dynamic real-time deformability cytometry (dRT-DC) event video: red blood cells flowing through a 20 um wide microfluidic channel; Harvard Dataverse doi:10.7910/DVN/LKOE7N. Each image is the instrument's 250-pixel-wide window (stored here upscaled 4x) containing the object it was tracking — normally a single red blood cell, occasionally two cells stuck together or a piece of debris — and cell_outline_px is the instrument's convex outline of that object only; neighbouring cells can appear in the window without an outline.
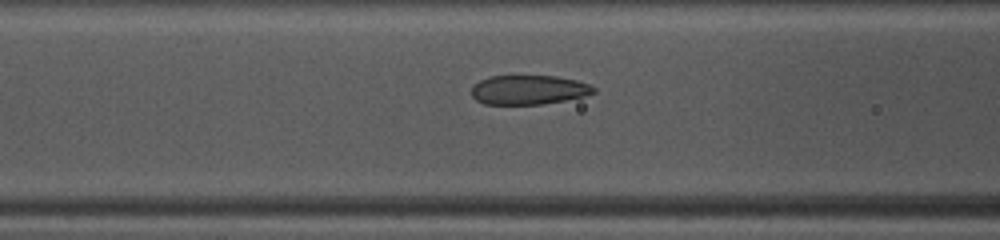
{"species": "common noctule bat (a hibernating species)", "species_latin": "Nyctalus noctula", "temperature_condition": "warm", "stored_images_in_passage": 46, "camera_frame_rate_fps": 3000, "um_per_image_px": 0.085, "animal": {"sex": "female", "body_mass_g": 10.0, "forearm_length_mm": 53.1}, "frame": {"image": 1, "passage_image": 16, "time_ms": 5.0, "image_size_px": [1000, 240], "cell_outline_px": [[596, 92], [584, 96], [564, 100], [540, 104], [484, 104], [476, 100], [472, 96], [472, 88], [480, 80], [492, 76], [556, 76], [576, 80], [588, 84], [596, 88]], "centroid_in_image_um": [44.94, 7.63], "position_along_channel_um": 121.7, "area_um2": 20.69}}
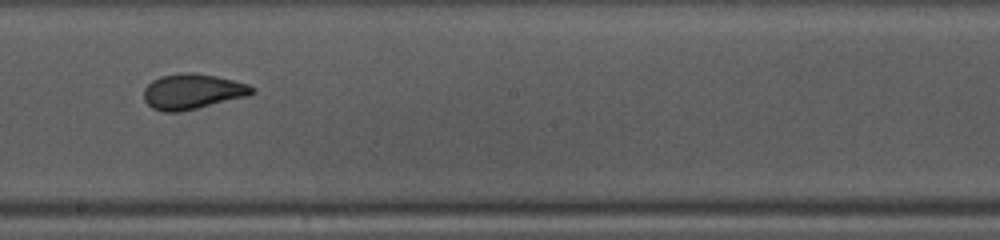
{"frame": {"image": 2, "passage_image": 24, "time_ms": 7.667, "image_size_px": [1000, 240], "cell_outline_px": [[256, 92], [248, 96], [180, 112], [164, 112], [152, 108], [144, 100], [144, 88], [152, 80], [160, 76], [184, 72], [192, 72], [216, 76], [248, 84], [256, 88]], "centroid_in_image_um": [16.36, 7.78], "position_along_channel_um": 231.8, "area_um2": 22.37}}
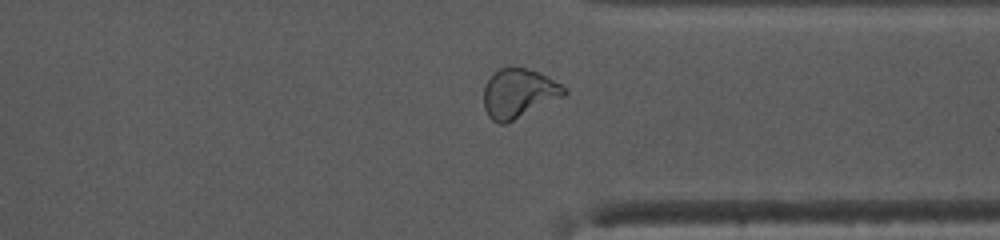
{"frame": {"image": 3, "passage_image": 34, "time_ms": 11.0, "image_size_px": [1000, 240], "cell_outline_px": [[568, 92], [564, 96], [504, 124], [500, 124], [492, 120], [488, 116], [484, 108], [484, 88], [492, 72], [500, 68], [524, 68], [540, 72], [568, 88]], "centroid_in_image_um": [44.09, 7.92], "position_along_channel_um": 367.3, "area_um2": 22.95}, "authors_computed_cell_mechanics": {"area_um2": 23.0044, "velocity_mm_per_s": 4.121, "shape_relaxation_time_tau1_ms": 3.0787, "shape_relaxation_time_tau2_ms": 1.0941, "deformation_change_tau1": 0.1395, "deformation_change_tau2": 0.0625}}